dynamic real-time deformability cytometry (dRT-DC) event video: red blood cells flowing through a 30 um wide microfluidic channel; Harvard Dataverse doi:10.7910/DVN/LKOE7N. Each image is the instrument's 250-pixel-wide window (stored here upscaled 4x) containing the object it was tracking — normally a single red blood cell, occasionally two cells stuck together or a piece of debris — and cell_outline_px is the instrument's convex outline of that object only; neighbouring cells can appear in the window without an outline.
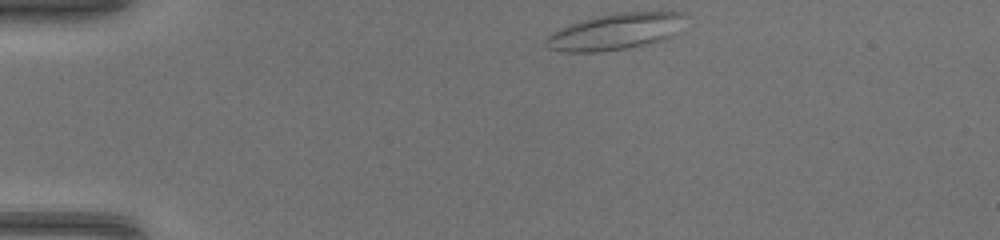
{"species": "common noctule bat (a hibernating species)", "species_latin": "Nyctalus noctula", "temperature_condition": "warm", "stored_images_in_passage": 38, "camera_frame_rate_fps": 3000, "um_per_image_px": 0.085, "animal": {"sex": "female", "body_mass_g": 17.0, "forearm_length_mm": 48.0}, "frame": {"image": 1, "passage_image": 1, "time_ms": 0.0, "image_size_px": [1000, 240], "cell_outline_px": [[684, 16], [680, 32], [676, 36], [664, 40], [648, 44], [600, 52], [560, 52], [548, 48], [544, 44], [544, 40], [552, 32], [568, 24], [596, 16], [616, 12], [684, 12]], "centroid_in_image_um": [52.31, 2.69], "position_along_channel_um": 32.7, "area_um2": 29.88}}
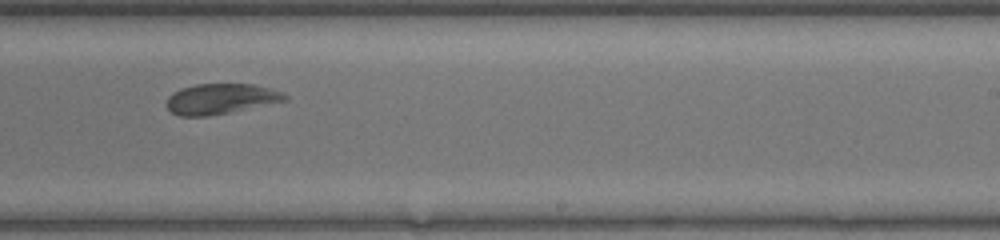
{"frame": {"image": 2, "passage_image": 21, "time_ms": 6.667, "image_size_px": [1000, 240], "cell_outline_px": [[288, 100], [208, 116], [180, 116], [172, 112], [168, 108], [168, 96], [172, 92], [180, 88], [196, 84], [252, 84], [272, 88], [284, 92], [288, 96]], "centroid_in_image_um": [18.78, 8.39], "position_along_channel_um": 270.2, "area_um2": 20.87}}
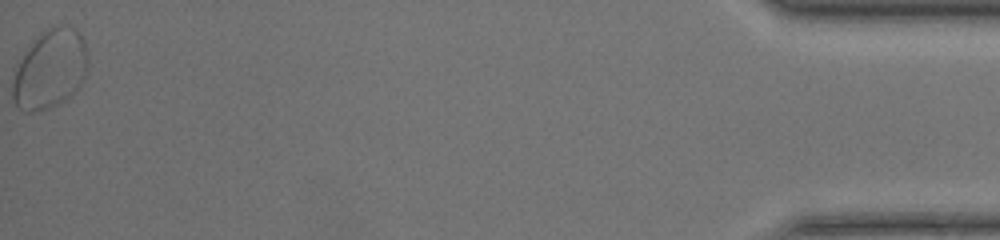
{"frame": {"image": 3, "passage_image": 38, "time_ms": 12.333, "image_size_px": [1000, 240], "cell_outline_px": [[88, 64], [84, 80], [76, 92], [72, 96], [48, 108], [32, 112], [24, 112], [16, 108], [12, 100], [12, 80], [16, 68], [20, 60], [32, 40], [48, 28], [56, 24], [68, 24], [76, 28], [80, 32], [84, 40], [88, 56]], "centroid_in_image_um": [4.27, 5.87], "position_along_channel_um": 430.9, "area_um2": 35.37}}